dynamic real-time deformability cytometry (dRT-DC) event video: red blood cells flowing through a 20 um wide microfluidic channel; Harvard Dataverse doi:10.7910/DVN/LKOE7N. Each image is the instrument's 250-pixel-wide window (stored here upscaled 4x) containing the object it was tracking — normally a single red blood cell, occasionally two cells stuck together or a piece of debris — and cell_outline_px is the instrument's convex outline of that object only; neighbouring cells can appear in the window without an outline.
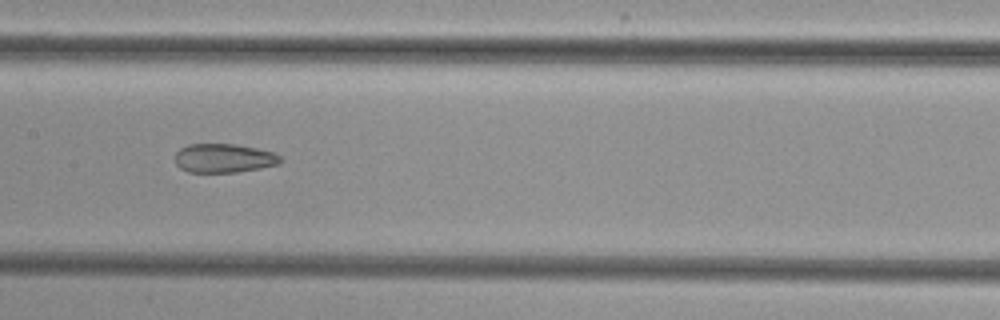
{"species": "common noctule bat (a hibernating species)", "species_latin": "Nyctalus noctula", "temperature_condition": "cold", "stored_images_in_passage": 38, "camera_frame_rate_fps": 3000, "um_per_image_px": 0.085, "animal": {"sex": "female", "body_mass_g": 29.2, "forearm_length_mm": 56.3}, "frame": {"image": 1, "passage_image": 12, "time_ms": 3.667, "image_size_px": [1000, 320], "cell_outline_px": [[284, 160], [280, 164], [260, 168], [236, 172], [188, 172], [180, 168], [176, 164], [176, 152], [180, 148], [188, 144], [236, 144], [256, 148], [272, 152], [280, 156]], "centroid_in_image_um": [19.04, 13.44], "position_along_channel_um": 188.4, "area_um2": 17.8}}